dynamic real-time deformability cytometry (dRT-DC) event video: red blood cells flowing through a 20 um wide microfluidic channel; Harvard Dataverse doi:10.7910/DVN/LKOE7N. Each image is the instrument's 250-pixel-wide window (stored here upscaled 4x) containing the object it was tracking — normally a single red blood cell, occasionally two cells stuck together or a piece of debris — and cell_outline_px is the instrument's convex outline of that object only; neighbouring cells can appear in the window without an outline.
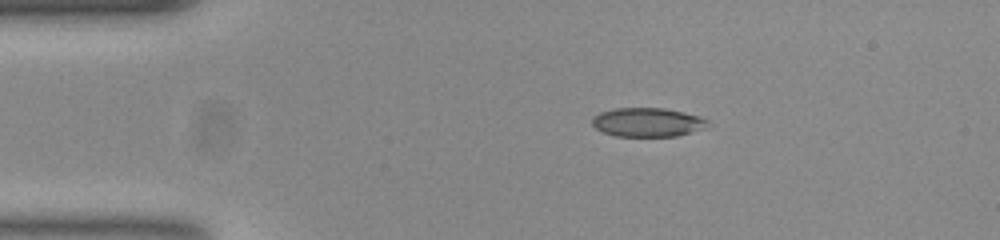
{"species": "common noctule bat (a hibernating species)", "species_latin": "Nyctalus noctula", "temperature_condition": "room temperature", "stored_images_in_passage": 45, "camera_frame_rate_fps": 3000, "um_per_image_px": 0.085, "animal": {"sex": "female", "body_mass_g": 23.0, "forearm_length_mm": 53.4}, "frame": {"image": 1, "passage_image": 1, "time_ms": 0.0, "image_size_px": [1000, 240], "cell_outline_px": [[708, 120], [704, 128], [676, 136], [616, 136], [604, 132], [596, 128], [592, 124], [592, 116], [600, 112], [616, 108], [664, 108], [684, 112], [700, 116]], "centroid_in_image_um": [55.01, 10.38], "position_along_channel_um": 30.0, "area_um2": 19.36}}
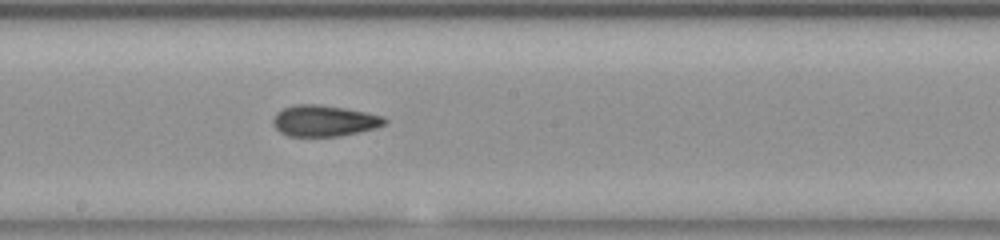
{"frame": {"image": 2, "passage_image": 20, "time_ms": 6.333, "image_size_px": [1000, 240], "cell_outline_px": [[388, 120], [384, 124], [372, 128], [356, 132], [336, 136], [288, 136], [280, 132], [276, 128], [272, 120], [276, 112], [284, 108], [296, 104], [316, 104], [344, 108], [364, 112], [380, 116]], "centroid_in_image_um": [27.48, 10.26], "position_along_channel_um": 220.7, "area_um2": 19.83}}
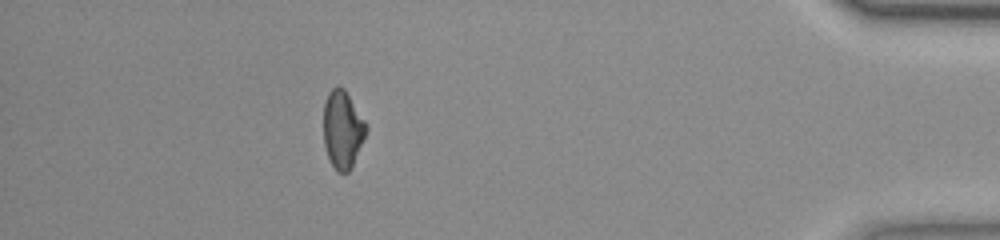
{"frame": {"image": 3, "passage_image": 39, "time_ms": 12.667, "image_size_px": [1000, 240], "cell_outline_px": [[368, 128], [352, 164], [348, 172], [340, 172], [332, 164], [328, 156], [324, 144], [324, 104], [328, 92], [336, 84], [344, 88], [364, 120]], "centroid_in_image_um": [29.1, 10.94], "position_along_channel_um": 406.1, "area_um2": 18.84}, "authors_computed_cell_mechanics": {"area_um2": 19.5942, "velocity_mm_per_s": 3.7875, "shape_relaxation_time_tau1_ms": 6.1525, "shape_relaxation_time_tau2_ms": 1.6734, "deformation_change_tau1": 0.1835, "deformation_change_tau2": 0.0834}}